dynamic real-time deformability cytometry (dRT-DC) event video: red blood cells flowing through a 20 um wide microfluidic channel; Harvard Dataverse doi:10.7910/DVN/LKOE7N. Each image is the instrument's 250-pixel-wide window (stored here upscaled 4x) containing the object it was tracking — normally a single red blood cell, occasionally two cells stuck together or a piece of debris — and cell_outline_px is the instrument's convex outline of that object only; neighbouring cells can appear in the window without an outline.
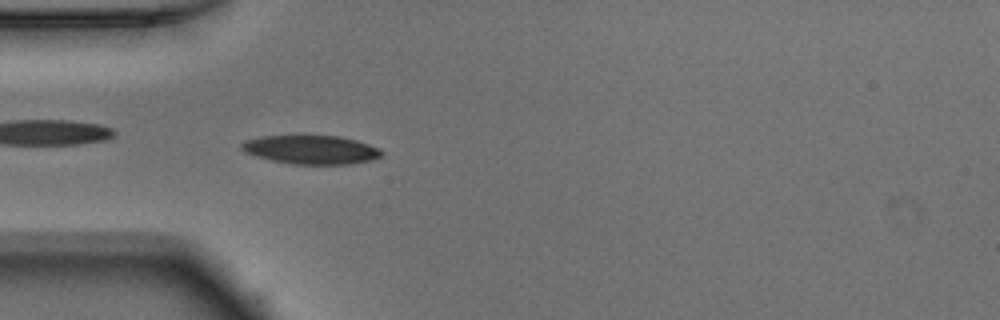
{"species": "Egyptian fruit bat (a non-hibernating species)", "species_latin": "Rousettus aegyptiacus", "temperature_condition": "warm", "stored_images_in_passage": 24, "camera_frame_rate_fps": 3000, "um_per_image_px": 0.085, "animal": {"sex": "male"}, "frame": {"image": 1, "passage_image": 7, "time_ms": 2.0, "image_size_px": [1000, 320], "cell_outline_px": [[384, 152], [380, 156], [372, 160], [348, 164], [292, 164], [272, 160], [256, 156], [244, 152], [240, 148], [240, 144], [244, 140], [260, 136], [300, 132], [304, 132], [340, 136], [356, 140], [380, 148]], "centroid_in_image_um": [26.38, 12.66], "position_along_channel_um": 58.6, "area_um2": 24.68}}
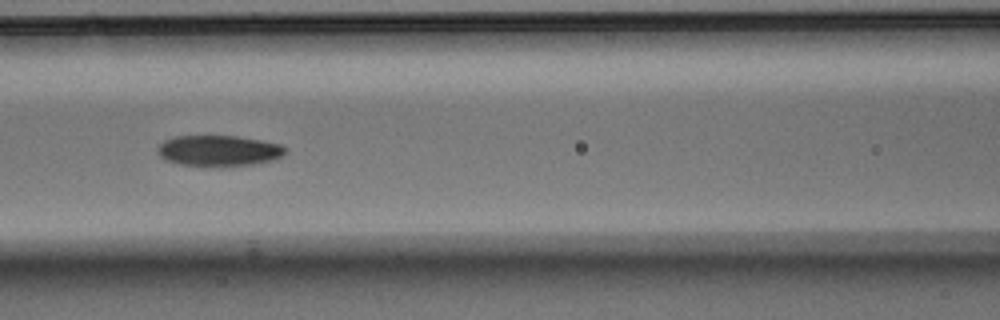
{"frame": {"image": 2, "passage_image": 14, "time_ms": 4.333, "image_size_px": [1000, 320], "cell_outline_px": [[288, 148], [276, 160], [256, 164], [204, 168], [180, 164], [164, 160], [160, 156], [160, 144], [164, 140], [176, 136], [236, 136], [260, 140], [280, 144]], "centroid_in_image_um": [18.61, 12.84], "position_along_channel_um": 148.0, "area_um2": 23.29}}
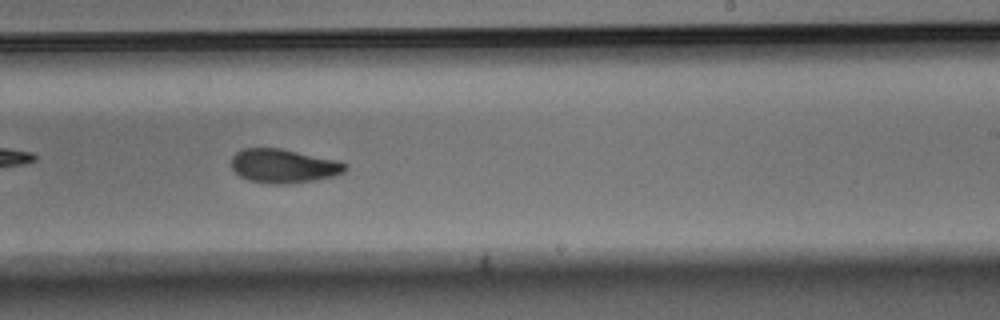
{"frame": {"image": 3, "passage_image": 23, "time_ms": 7.333, "image_size_px": [1000, 320], "cell_outline_px": [[348, 168], [344, 172], [336, 176], [288, 184], [268, 184], [248, 180], [240, 176], [232, 168], [232, 156], [236, 152], [244, 148], [280, 148], [340, 160], [348, 164]], "centroid_in_image_um": [24.14, 14.1], "position_along_channel_um": 264.9, "area_um2": 22.77}}